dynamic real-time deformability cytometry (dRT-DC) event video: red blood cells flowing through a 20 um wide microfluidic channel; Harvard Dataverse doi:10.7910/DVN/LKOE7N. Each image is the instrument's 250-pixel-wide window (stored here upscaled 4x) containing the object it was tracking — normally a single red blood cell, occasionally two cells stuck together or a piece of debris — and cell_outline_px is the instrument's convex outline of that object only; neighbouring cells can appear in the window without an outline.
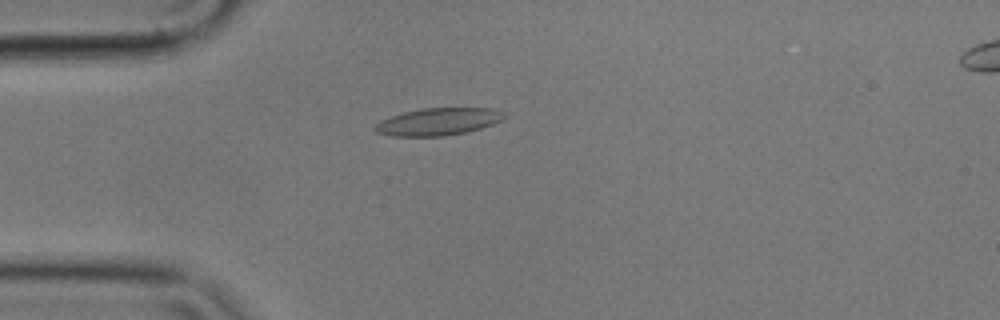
{"species": "common noctule bat (a hibernating species)", "species_latin": "Nyctalus noctula", "temperature_condition": "cold", "stored_images_in_passage": 57, "camera_frame_rate_fps": 3000, "um_per_image_px": 0.085, "animal": {"sex": "male", "body_mass_g": 17.9}, "frame": {"image": 1, "passage_image": 15, "time_ms": 4.667, "image_size_px": [1000, 320], "cell_outline_px": [[504, 116], [500, 120], [492, 124], [480, 128], [464, 132], [444, 136], [392, 136], [376, 132], [372, 128], [380, 120], [404, 112], [424, 108], [492, 108], [504, 112]], "centroid_in_image_um": [37.2, 10.34], "position_along_channel_um": 47.8, "area_um2": 20.35}}
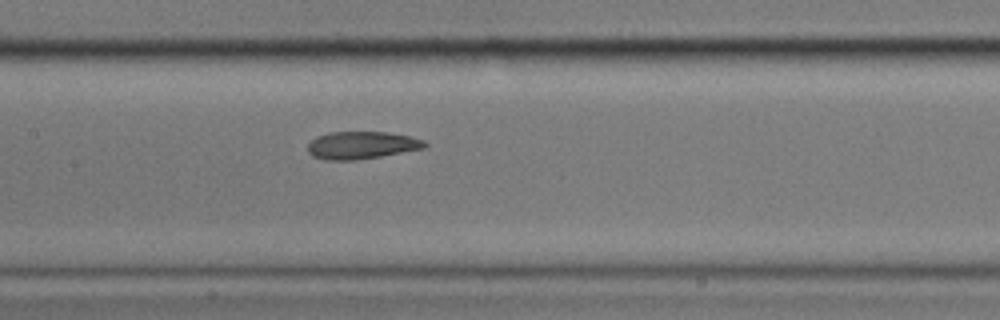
{"frame": {"image": 2, "passage_image": 27, "time_ms": 8.667, "image_size_px": [1000, 320], "cell_outline_px": [[428, 144], [424, 148], [380, 156], [356, 160], [324, 160], [312, 156], [308, 152], [308, 144], [316, 136], [328, 132], [388, 132], [408, 136], [424, 140]], "centroid_in_image_um": [30.7, 12.34], "position_along_channel_um": 176.7, "area_um2": 18.73}}
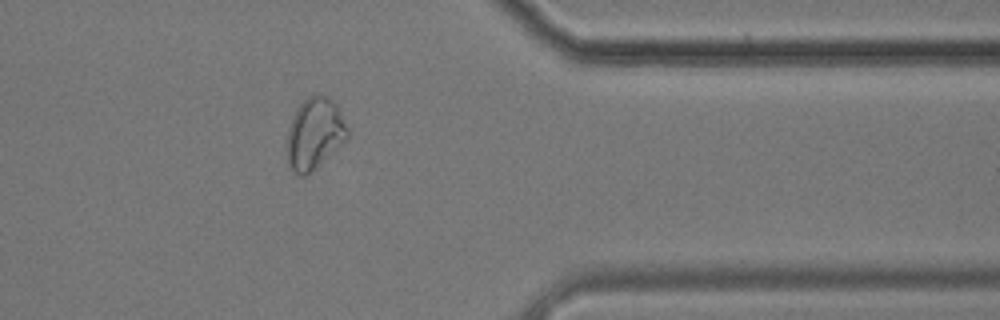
{"frame": {"image": 3, "passage_image": 46, "time_ms": 15.0, "image_size_px": [1000, 320], "cell_outline_px": [[352, 136], [348, 140], [316, 168], [304, 176], [300, 176], [292, 172], [288, 168], [288, 128], [296, 108], [308, 96], [324, 96], [332, 100], [336, 104]], "centroid_in_image_um": [26.77, 11.4], "position_along_channel_um": 384.6, "area_um2": 25.32}, "authors_computed_cell_mechanics": {"area_um2": 20.9236, "velocity_mm_per_s": 3.5167, "shape_relaxation_time_tau1_ms": 7.6924, "shape_relaxation_time_tau2_ms": 1.6991, "deformation_change_tau1": 0.1719, "deformation_change_tau2": 0.0783}}